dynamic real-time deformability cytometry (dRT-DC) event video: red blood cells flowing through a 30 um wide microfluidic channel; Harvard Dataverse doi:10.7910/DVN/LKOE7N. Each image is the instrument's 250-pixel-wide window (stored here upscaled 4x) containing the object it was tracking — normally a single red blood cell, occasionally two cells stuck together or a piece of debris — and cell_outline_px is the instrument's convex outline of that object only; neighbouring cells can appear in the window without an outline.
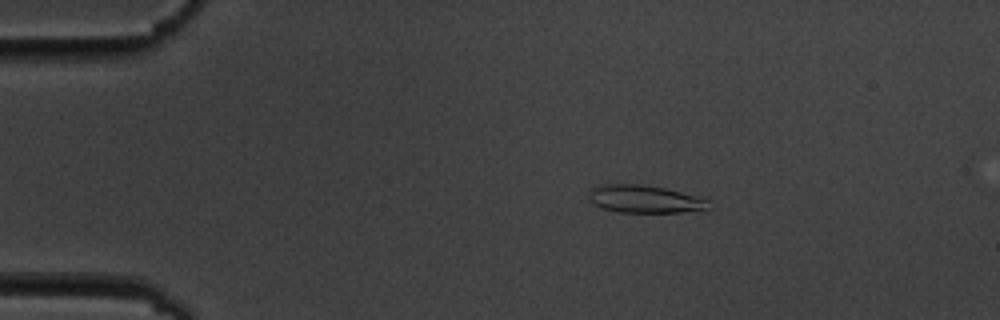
{"species": "common noctule bat (a hibernating species)", "species_latin": "Nyctalus noctula", "temperature_condition": "cold", "stored_images_in_passage": 9, "camera_frame_rate_fps": 3000, "um_per_image_px": 0.085, "animal": {"sex": "male", "body_mass_g": 19.5, "forearm_length_mm": 54.6}, "frame": {"image": 1, "passage_image": 4, "time_ms": 3.333, "image_size_px": [1000, 320], "cell_outline_px": [[712, 208], [708, 212], [620, 212], [604, 208], [588, 200], [588, 196], [592, 188], [600, 184], [640, 184], [664, 188], [680, 192], [708, 200]], "centroid_in_image_um": [54.88, 16.94], "position_along_channel_um": 30.1, "area_um2": 19.48}}
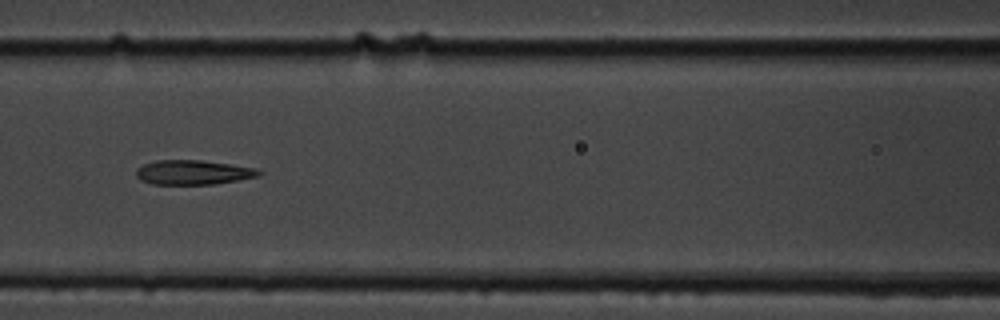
{"frame": {"image": 2, "passage_image": 8, "time_ms": 8.333, "image_size_px": [1000, 320], "cell_outline_px": [[264, 172], [260, 176], [216, 184], [152, 184], [140, 180], [136, 176], [136, 168], [144, 164], [156, 160], [200, 160], [232, 164], [256, 168]], "centroid_in_image_um": [16.44, 14.65], "position_along_channel_um": 150.2, "area_um2": 17.69}}
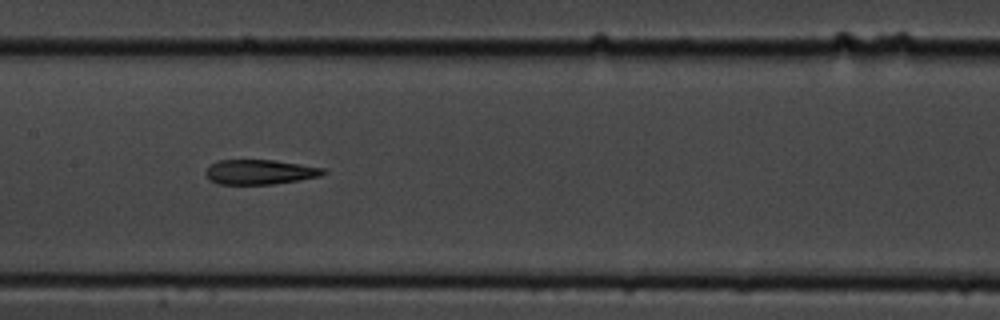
{"frame": {"image": 3, "passage_image": 9, "time_ms": 9.333, "image_size_px": [1000, 320], "cell_outline_px": [[328, 172], [320, 176], [300, 180], [272, 184], [220, 184], [208, 180], [204, 172], [212, 164], [220, 160], [276, 160], [324, 168]], "centroid_in_image_um": [22.1, 14.62], "position_along_channel_um": 185.3, "area_um2": 16.99}}